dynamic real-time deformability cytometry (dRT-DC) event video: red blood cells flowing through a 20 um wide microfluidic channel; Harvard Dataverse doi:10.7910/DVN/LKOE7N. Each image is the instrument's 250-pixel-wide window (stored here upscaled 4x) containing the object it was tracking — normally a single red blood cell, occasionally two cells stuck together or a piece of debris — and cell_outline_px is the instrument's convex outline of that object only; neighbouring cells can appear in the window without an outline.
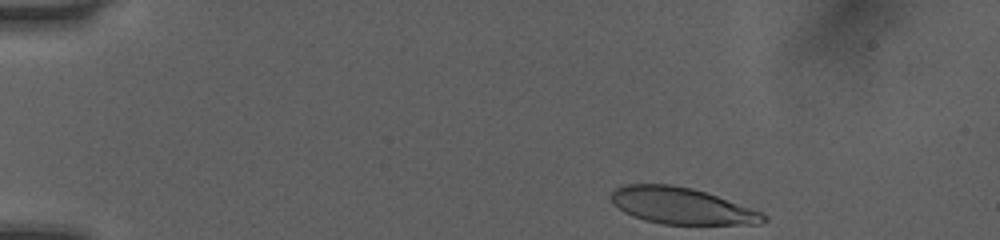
{"species": "human", "species_latin": "Homo sapiens", "temperature_condition": "room temperature", "stored_images_in_passage": 40, "camera_frame_rate_fps": 3000, "um_per_image_px": 0.085, "donor": {"sex": "female"}, "frame": {"image": 1, "passage_image": 1, "time_ms": 0.0, "image_size_px": [1000, 240], "cell_outline_px": [[768, 220], [760, 224], [664, 224], [644, 220], [632, 216], [624, 212], [612, 200], [612, 192], [616, 188], [628, 184], [672, 184], [692, 188], [716, 196], [760, 212], [768, 216]], "centroid_in_image_um": [57.94, 17.5], "position_along_channel_um": 27.1, "area_um2": 31.91}}
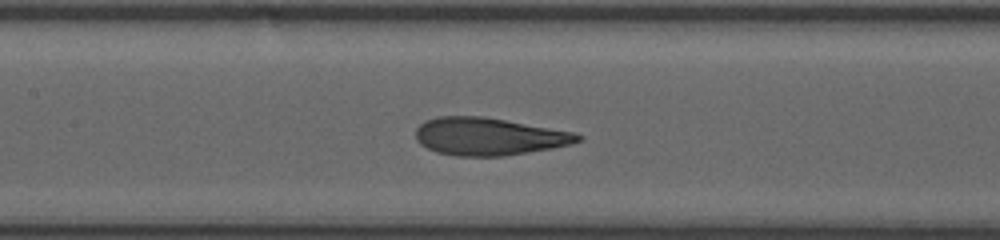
{"frame": {"image": 2, "passage_image": 18, "time_ms": 5.667, "image_size_px": [1000, 240], "cell_outline_px": [[584, 136], [580, 140], [572, 144], [552, 148], [504, 156], [456, 156], [436, 152], [420, 144], [416, 140], [416, 128], [424, 120], [436, 116], [484, 116], [572, 132]], "centroid_in_image_um": [41.5, 11.6], "position_along_channel_um": 165.9, "area_um2": 35.49}}
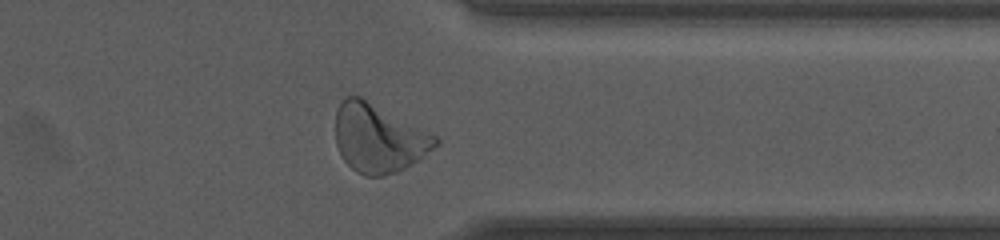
{"frame": {"image": 3, "passage_image": 34, "time_ms": 11.0, "image_size_px": [1000, 240], "cell_outline_px": [[440, 144], [424, 156], [412, 164], [396, 172], [384, 176], [364, 176], [356, 172], [340, 156], [336, 144], [336, 108], [348, 96], [360, 96], [436, 136], [440, 140]], "centroid_in_image_um": [32.17, 11.77], "position_along_channel_um": 379.2, "area_um2": 39.65}, "authors_computed_cell_mechanics": {"area_um2": 35.5181, "velocity_mm_per_s": 4.055, "shape_relaxation_time_tau1_ms": 4.3837, "shape_relaxation_time_tau2_ms": 0.8225, "deformation_change_tau1": 0.2096, "deformation_change_tau2": 0.0939}}